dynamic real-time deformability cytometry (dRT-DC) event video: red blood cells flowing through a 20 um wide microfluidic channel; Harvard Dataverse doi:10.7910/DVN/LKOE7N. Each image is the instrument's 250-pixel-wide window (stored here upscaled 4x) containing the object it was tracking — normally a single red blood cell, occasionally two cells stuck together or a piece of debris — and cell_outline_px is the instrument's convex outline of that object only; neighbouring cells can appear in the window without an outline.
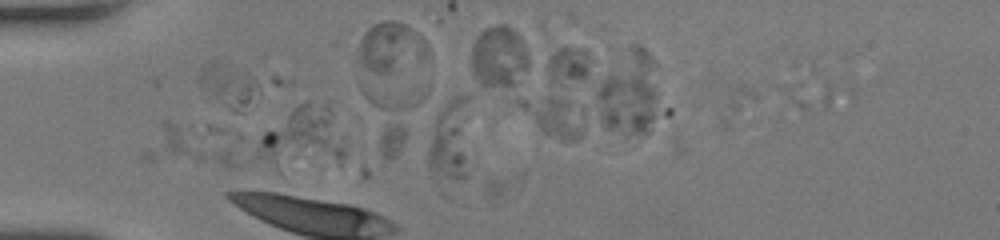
{"species": "human", "species_latin": "Homo sapiens", "temperature_condition": "room temperature", "stored_images_in_passage": 5, "camera_frame_rate_fps": 3000, "um_per_image_px": 0.085, "donor": {"sex": "female"}, "frame": {"image": 1, "passage_image": 2, "time_ms": 0.333, "image_size_px": [1000, 240], "cell_outline_px": [[232, 164], [228, 168], [196, 160], [172, 152], [168, 148], [164, 124], [164, 120], [168, 120], [208, 124], [220, 128], [228, 148], [232, 160]], "centroid_in_image_um": [16.83, 12.1], "position_along_channel_um": 68.2, "area_um2": 15.95}}